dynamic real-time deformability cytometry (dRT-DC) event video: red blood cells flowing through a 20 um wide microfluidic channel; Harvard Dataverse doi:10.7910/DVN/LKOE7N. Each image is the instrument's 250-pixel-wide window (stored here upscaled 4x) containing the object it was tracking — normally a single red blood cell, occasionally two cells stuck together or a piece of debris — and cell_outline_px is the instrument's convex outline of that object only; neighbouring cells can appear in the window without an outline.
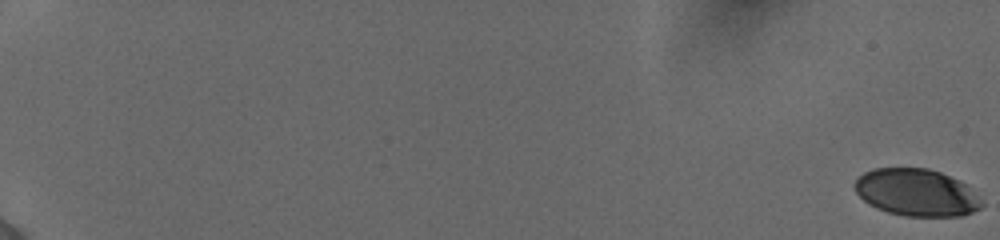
{"species": "human", "species_latin": "Homo sapiens", "temperature_condition": "cold", "stored_images_in_passage": 58, "camera_frame_rate_fps": 3000, "um_per_image_px": 0.085, "donor": {"sex": "female"}, "frame": {"image": 1, "passage_image": 1, "time_ms": 0.0, "image_size_px": [1000, 240], "cell_outline_px": [[984, 204], [980, 208], [964, 216], [904, 216], [888, 212], [876, 208], [868, 204], [856, 192], [852, 184], [864, 172], [872, 168], [928, 168], [940, 172], [960, 180], [968, 184]], "centroid_in_image_um": [77.91, 16.36], "position_along_channel_um": 7.1, "area_um2": 35.2}}
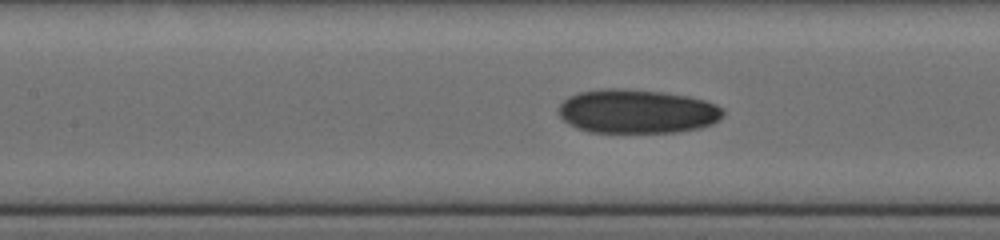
{"frame": {"image": 2, "passage_image": 31, "time_ms": 10.0, "image_size_px": [1000, 240], "cell_outline_px": [[724, 116], [720, 120], [712, 124], [700, 128], [676, 132], [588, 132], [576, 128], [568, 124], [560, 116], [560, 104], [568, 96], [580, 92], [604, 88], [620, 88], [664, 92], [688, 96], [704, 100], [716, 104], [724, 108]], "centroid_in_image_um": [54.18, 9.47], "position_along_channel_um": 153.2, "area_um2": 42.43}}
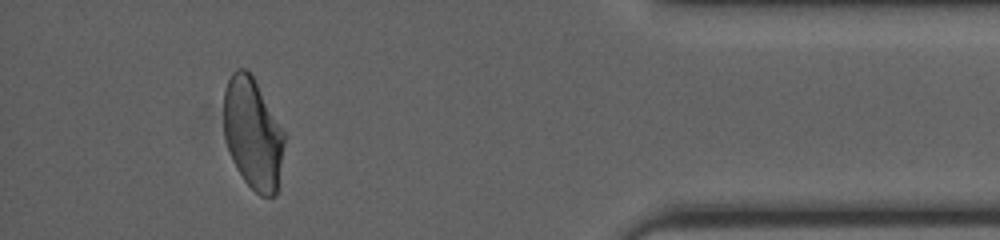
{"frame": {"image": 3, "passage_image": 54, "time_ms": 17.667, "image_size_px": [1000, 240], "cell_outline_px": [[284, 140], [276, 196], [260, 196], [244, 180], [236, 168], [232, 160], [224, 136], [224, 88], [232, 72], [236, 68], [244, 68], [252, 76], [284, 132]], "centroid_in_image_um": [21.46, 11.36], "position_along_channel_um": 413.7, "area_um2": 38.67}, "authors_computed_cell_mechanics": {"area_um2": 39.882, "velocity_mm_per_s": 3.8819, "shape_relaxation_time_tau1_ms": 5.4215, "shape_relaxation_time_tau2_ms": 2.1184, "deformation_change_tau1": 0.1589, "deformation_change_tau2": 0.0699}}